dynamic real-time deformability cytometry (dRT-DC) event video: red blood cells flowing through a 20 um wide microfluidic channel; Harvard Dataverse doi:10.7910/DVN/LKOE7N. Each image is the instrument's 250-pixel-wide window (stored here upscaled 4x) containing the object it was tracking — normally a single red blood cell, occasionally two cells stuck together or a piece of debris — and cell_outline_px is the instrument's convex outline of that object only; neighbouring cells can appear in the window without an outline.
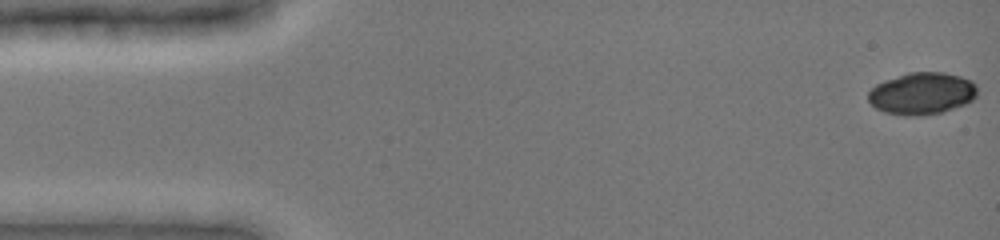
{"species": "common noctule bat (a hibernating species)", "species_latin": "Nyctalus noctula", "temperature_condition": "cold", "stored_images_in_passage": 48, "camera_frame_rate_fps": 3000, "um_per_image_px": 0.085, "animal": {"sex": "female", "body_mass_g": 19.0, "forearm_length_mm": 51.5}, "frame": {"image": 1, "passage_image": 1, "time_ms": 0.0, "image_size_px": [1000, 240], "cell_outline_px": [[976, 96], [972, 100], [964, 104], [940, 112], [920, 116], [904, 116], [884, 112], [876, 108], [868, 100], [868, 92], [876, 84], [884, 80], [908, 72], [944, 72], [960, 76], [972, 80], [976, 84]], "centroid_in_image_um": [78.35, 7.94], "position_along_channel_um": 6.7, "area_um2": 26.76}}
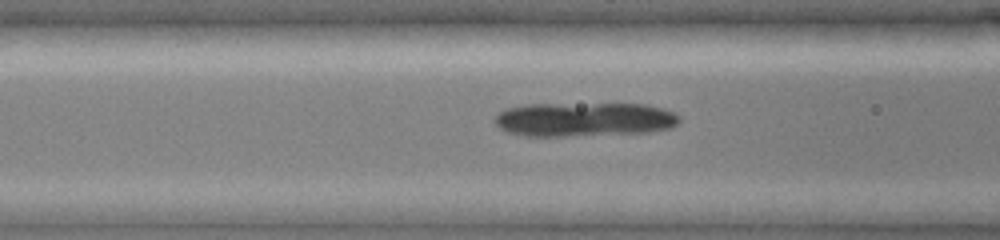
{"frame": {"image": 2, "passage_image": 19, "time_ms": 6.0, "image_size_px": [1000, 240], "cell_outline_px": [[680, 120], [672, 128], [652, 132], [564, 136], [524, 136], [508, 132], [500, 128], [496, 124], [496, 116], [504, 108], [528, 104], [644, 104], [660, 108], [672, 112], [680, 116]], "centroid_in_image_um": [49.66, 10.15], "position_along_channel_um": 116.9, "area_um2": 36.7}}
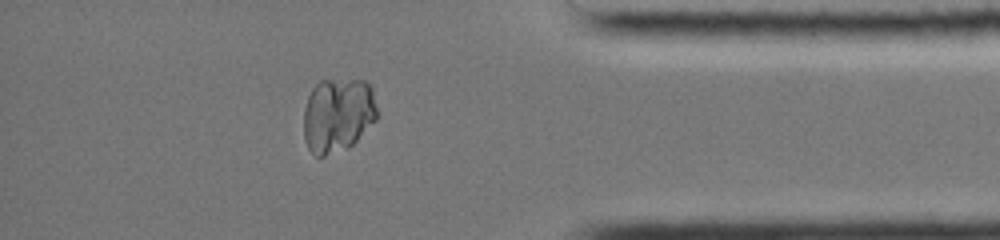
{"frame": {"image": 3, "passage_image": 42, "time_ms": 13.667, "image_size_px": [1000, 240], "cell_outline_px": [[376, 120], [352, 144], [324, 156], [316, 156], [308, 148], [304, 140], [304, 108], [308, 96], [312, 88], [320, 80], [364, 80], [372, 88], [376, 108]], "centroid_in_image_um": [28.69, 9.75], "position_along_channel_um": 406.5, "area_um2": 31.62}}